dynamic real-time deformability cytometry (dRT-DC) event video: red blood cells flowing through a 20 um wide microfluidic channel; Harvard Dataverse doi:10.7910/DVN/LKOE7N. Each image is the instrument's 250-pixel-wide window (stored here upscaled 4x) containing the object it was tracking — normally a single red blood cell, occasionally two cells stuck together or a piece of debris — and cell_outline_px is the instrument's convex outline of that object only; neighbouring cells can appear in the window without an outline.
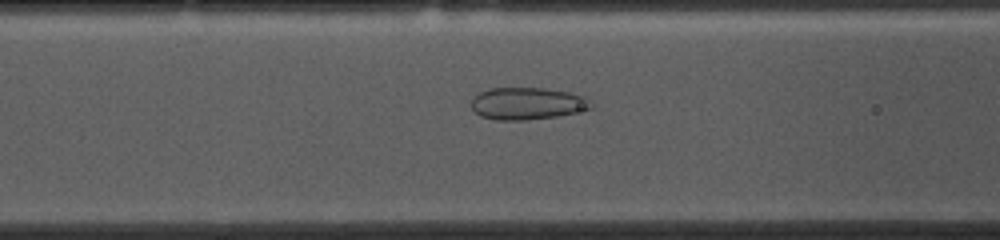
{"species": "common noctule bat (a hibernating species)", "species_latin": "Nyctalus noctula", "temperature_condition": "cold", "stored_images_in_passage": 52, "camera_frame_rate_fps": 3000, "um_per_image_px": 0.085, "animal": {"sex": "female", "body_mass_g": 10.0, "forearm_length_mm": 53.1}, "frame": {"image": 1, "passage_image": 19, "time_ms": 6.0, "image_size_px": [1000, 240], "cell_outline_px": [[596, 108], [556, 116], [524, 120], [496, 120], [480, 116], [472, 108], [472, 96], [480, 92], [492, 88], [544, 88], [568, 92], [584, 96], [596, 104]], "centroid_in_image_um": [44.86, 8.8], "position_along_channel_um": 121.7, "area_um2": 22.6}}
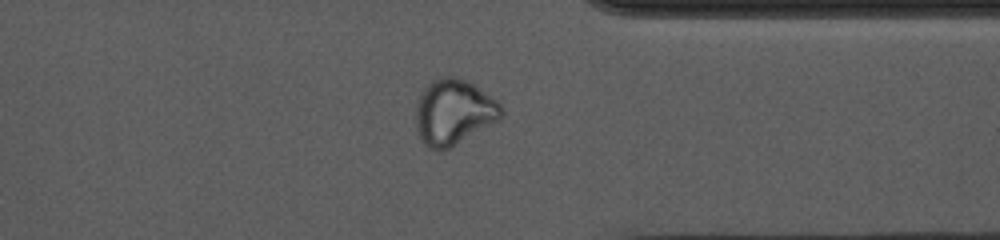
{"frame": {"image": 2, "passage_image": 40, "time_ms": 13.0, "image_size_px": [1000, 240], "cell_outline_px": [[504, 112], [500, 120], [448, 148], [440, 152], [428, 148], [424, 144], [416, 128], [416, 100], [424, 88], [432, 80], [440, 76], [456, 76], [468, 80], [496, 100], [504, 108]], "centroid_in_image_um": [38.55, 9.51], "position_along_channel_um": 372.8, "area_um2": 32.89}}
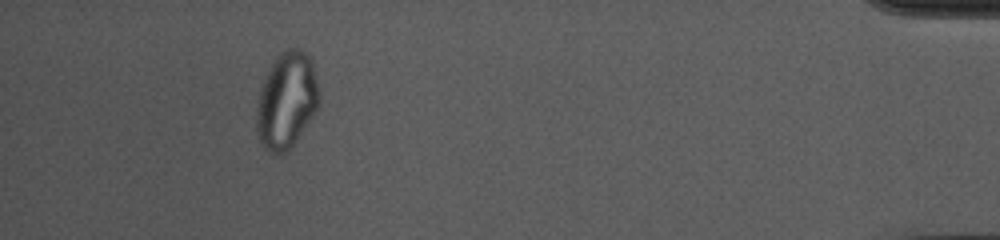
{"frame": {"image": 3, "passage_image": 48, "time_ms": 15.667, "image_size_px": [1000, 240], "cell_outline_px": [[320, 104], [292, 148], [288, 152], [268, 152], [260, 144], [256, 136], [256, 100], [264, 76], [280, 52], [288, 48], [300, 48], [312, 60], [320, 96]], "centroid_in_image_um": [24.34, 8.56], "position_along_channel_um": 410.9, "area_um2": 35.66}}